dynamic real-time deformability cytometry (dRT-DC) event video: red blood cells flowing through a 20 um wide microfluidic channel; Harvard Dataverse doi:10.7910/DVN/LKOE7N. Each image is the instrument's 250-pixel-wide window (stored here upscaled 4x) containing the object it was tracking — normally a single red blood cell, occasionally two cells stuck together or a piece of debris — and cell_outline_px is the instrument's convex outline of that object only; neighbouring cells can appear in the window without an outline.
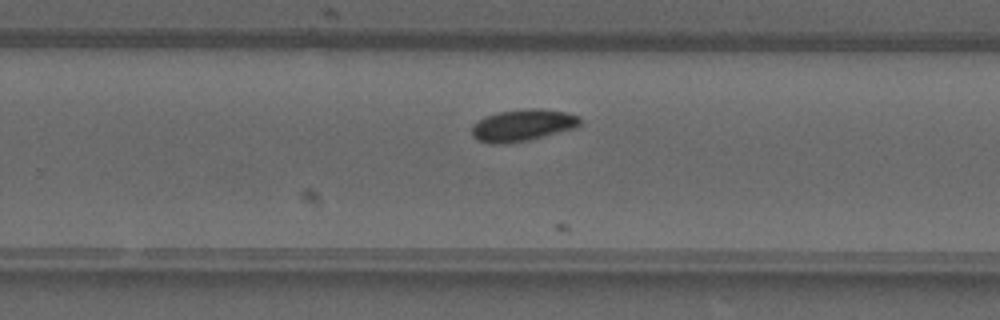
{"species": "common noctule bat (a hibernating species)", "species_latin": "Nyctalus noctula", "temperature_condition": "warm", "stored_images_in_passage": 20, "camera_frame_rate_fps": 3000, "um_per_image_px": 0.085, "animal": {"sex": "male", "forearm_length_mm": 52.5}, "frame": {"image": 1, "passage_image": 15, "time_ms": 4.667, "image_size_px": [1000, 320], "cell_outline_px": [[580, 124], [576, 128], [528, 140], [508, 144], [488, 144], [476, 140], [472, 136], [472, 124], [476, 120], [484, 116], [500, 112], [524, 108], [540, 108], [568, 112], [576, 116], [580, 120]], "centroid_in_image_um": [44.37, 10.65], "position_along_channel_um": 285.4, "area_um2": 20.4}}